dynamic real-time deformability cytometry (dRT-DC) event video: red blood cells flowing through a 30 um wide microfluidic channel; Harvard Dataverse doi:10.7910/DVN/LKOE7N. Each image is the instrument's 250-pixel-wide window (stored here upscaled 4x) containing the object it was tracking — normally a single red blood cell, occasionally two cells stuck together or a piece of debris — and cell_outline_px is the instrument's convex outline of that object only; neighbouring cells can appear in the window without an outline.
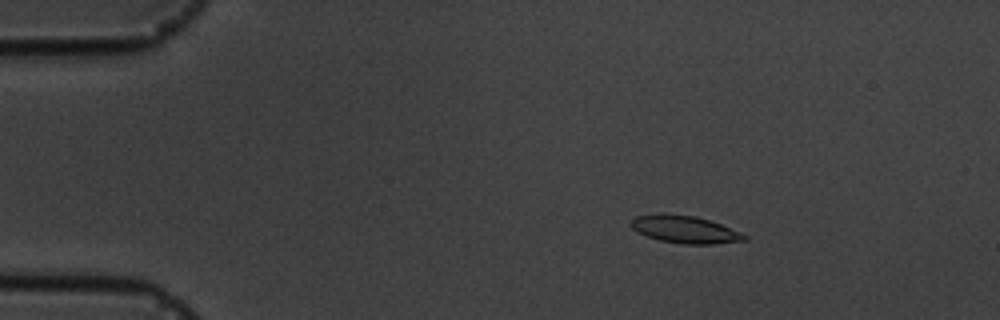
{"species": "common noctule bat (a hibernating species)", "species_latin": "Nyctalus noctula", "temperature_condition": "cold", "stored_images_in_passage": 5, "camera_frame_rate_fps": 3000, "um_per_image_px": 0.085, "animal": {"sex": "male", "body_mass_g": 19.5, "forearm_length_mm": 54.6}, "frame": {"image": 1, "passage_image": 3, "time_ms": 2.333, "image_size_px": [1000, 320], "cell_outline_px": [[748, 240], [712, 244], [684, 244], [660, 240], [636, 232], [628, 224], [636, 216], [696, 216], [720, 224], [740, 232], [748, 236]], "centroid_in_image_um": [58.26, 19.55], "position_along_channel_um": 26.7, "area_um2": 17.4}}